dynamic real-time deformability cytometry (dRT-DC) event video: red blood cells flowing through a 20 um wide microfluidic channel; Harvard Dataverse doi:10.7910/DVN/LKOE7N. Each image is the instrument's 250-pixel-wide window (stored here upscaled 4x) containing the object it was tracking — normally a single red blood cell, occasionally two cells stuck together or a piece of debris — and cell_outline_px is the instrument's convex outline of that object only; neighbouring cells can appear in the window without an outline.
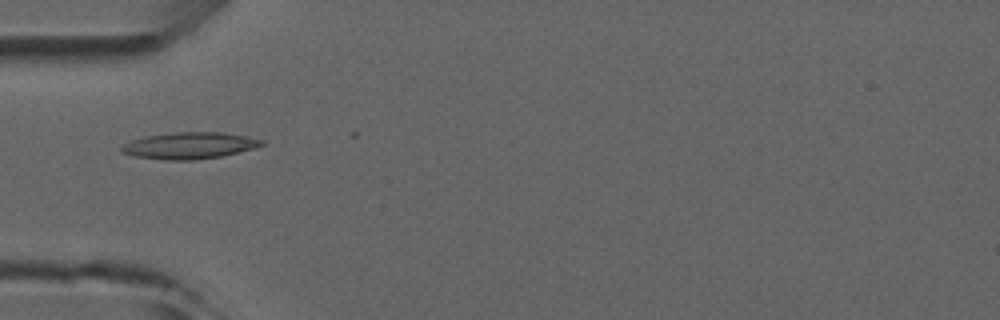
{"species": "common noctule bat (a hibernating species)", "species_latin": "Nyctalus noctula", "temperature_condition": "room temperature", "stored_images_in_passage": 7, "camera_frame_rate_fps": 3000, "um_per_image_px": 0.085, "animal": {"sex": "male", "forearm_length_mm": 52.5}, "frame": {"image": 1, "passage_image": 5, "time_ms": 4.667, "image_size_px": [1000, 320], "cell_outline_px": [[264, 144], [256, 148], [220, 156], [192, 160], [164, 160], [136, 156], [120, 152], [120, 148], [124, 144], [132, 140], [144, 136], [176, 132], [220, 132], [244, 136], [264, 140]], "centroid_in_image_um": [16.09, 12.37], "position_along_channel_um": 68.9, "area_um2": 21.56}}
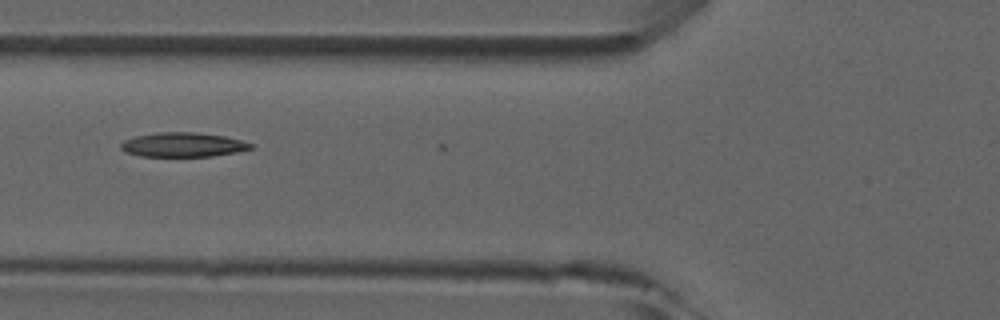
{"frame": {"image": 2, "passage_image": 6, "time_ms": 5.667, "image_size_px": [1000, 320], "cell_outline_px": [[256, 148], [236, 152], [212, 156], [140, 156], [124, 152], [120, 148], [120, 144], [124, 140], [136, 136], [156, 132], [196, 132], [224, 136], [240, 140], [252, 144]], "centroid_in_image_um": [15.54, 12.3], "position_along_channel_um": 110.3, "area_um2": 18.5}}